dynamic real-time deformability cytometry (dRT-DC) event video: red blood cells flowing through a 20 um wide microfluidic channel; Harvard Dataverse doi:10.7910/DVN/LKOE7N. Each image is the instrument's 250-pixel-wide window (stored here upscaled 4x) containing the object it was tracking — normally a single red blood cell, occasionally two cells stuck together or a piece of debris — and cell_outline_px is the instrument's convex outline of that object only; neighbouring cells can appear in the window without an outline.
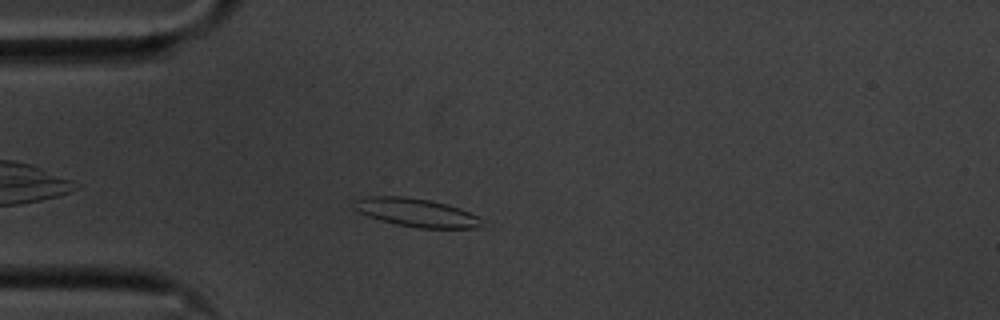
{"species": "common noctule bat (a hibernating species)", "species_latin": "Nyctalus noctula", "temperature_condition": "cold", "stored_images_in_passage": 47, "camera_frame_rate_fps": 3000, "um_per_image_px": 0.085, "animal": {"sex": "male", "body_mass_g": 20.1, "forearm_length_mm": 53.5}, "frame": {"image": 1, "passage_image": 6, "time_ms": 1.667, "image_size_px": [1000, 320], "cell_outline_px": [[480, 224], [476, 228], [420, 228], [396, 224], [380, 220], [368, 216], [352, 208], [356, 200], [368, 196], [404, 196], [432, 200], [448, 204], [460, 208], [480, 216]], "centroid_in_image_um": [35.39, 18.06], "position_along_channel_um": 49.6, "area_um2": 21.1}}
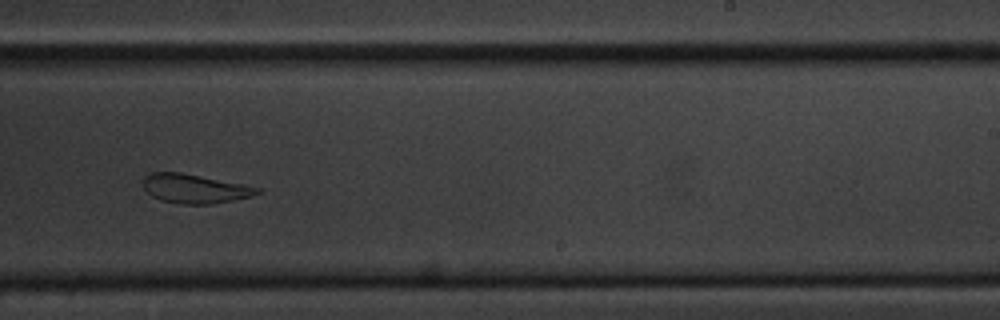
{"frame": {"image": 2, "passage_image": 26, "time_ms": 8.333, "image_size_px": [1000, 320], "cell_outline_px": [[260, 192], [252, 196], [212, 204], [180, 204], [160, 200], [152, 196], [144, 188], [144, 176], [152, 172], [180, 172], [244, 184], [260, 188]], "centroid_in_image_um": [16.54, 16.03], "position_along_channel_um": 272.5, "area_um2": 19.25}}
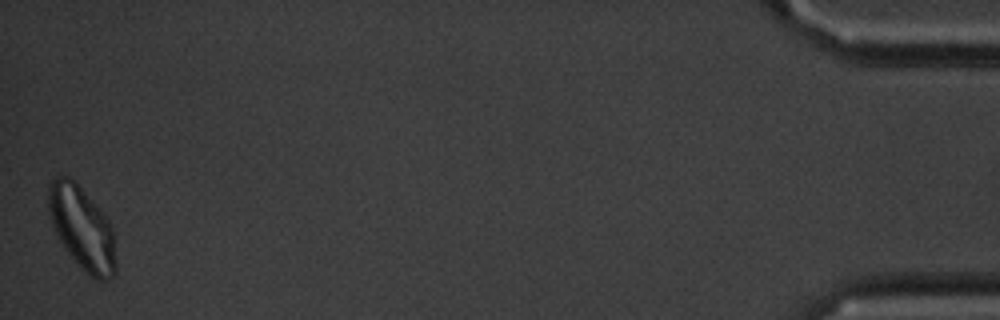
{"frame": {"image": 3, "passage_image": 47, "time_ms": 15.333, "image_size_px": [1000, 320], "cell_outline_px": [[116, 276], [108, 280], [96, 280], [88, 276], [76, 264], [64, 248], [56, 236], [48, 212], [48, 188], [52, 180], [60, 172], [68, 176], [80, 188], [108, 220], [112, 228], [116, 264]], "centroid_in_image_um": [6.95, 19.45], "position_along_channel_um": 428.3, "area_um2": 32.77}, "authors_computed_cell_mechanics": {"area_um2": 21.097, "velocity_mm_per_s": 3.522, "shape_relaxation_time_tau1_ms": 10.421, "shape_relaxation_time_tau2_ms": 2.6862, "deformation_change_tau1": 0.2052, "deformation_change_tau2": 0.0982}}